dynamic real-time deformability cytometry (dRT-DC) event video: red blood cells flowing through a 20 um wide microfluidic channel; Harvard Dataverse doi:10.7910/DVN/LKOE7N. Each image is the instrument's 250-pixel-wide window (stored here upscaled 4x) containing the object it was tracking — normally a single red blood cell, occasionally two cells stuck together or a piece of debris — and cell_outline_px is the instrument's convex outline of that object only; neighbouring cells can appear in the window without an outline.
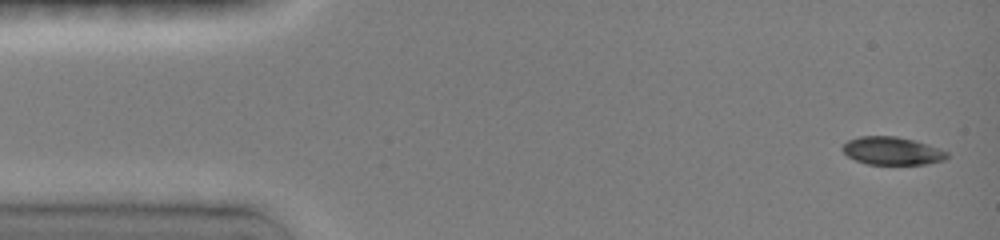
{"species": "common noctule bat (a hibernating species)", "species_latin": "Nyctalus noctula", "temperature_condition": "room temperature", "stored_images_in_passage": 5, "camera_frame_rate_fps": 3000, "um_per_image_px": 0.085, "animal": {"sex": "female", "body_mass_g": 19.0, "forearm_length_mm": 51.5}, "frame": {"image": 1, "passage_image": 1, "time_ms": 0.0, "image_size_px": [1000, 240], "cell_outline_px": [[948, 156], [944, 160], [928, 164], [868, 164], [856, 160], [848, 156], [840, 148], [848, 140], [860, 136], [896, 136], [912, 140], [948, 152]], "centroid_in_image_um": [75.79, 12.83], "position_along_channel_um": 9.2, "area_um2": 16.76}}
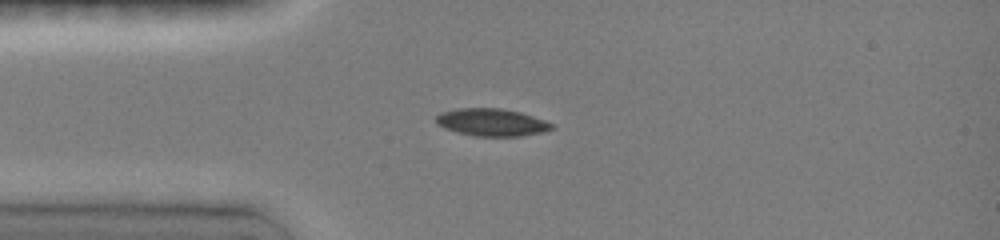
{"frame": {"image": 2, "passage_image": 4, "time_ms": 3.333, "image_size_px": [1000, 240], "cell_outline_px": [[556, 124], [552, 128], [540, 132], [520, 136], [476, 136], [456, 132], [444, 128], [436, 124], [436, 116], [440, 112], [456, 108], [500, 108], [520, 112]], "centroid_in_image_um": [41.75, 10.39], "position_along_channel_um": 43.3, "area_um2": 18.5}}